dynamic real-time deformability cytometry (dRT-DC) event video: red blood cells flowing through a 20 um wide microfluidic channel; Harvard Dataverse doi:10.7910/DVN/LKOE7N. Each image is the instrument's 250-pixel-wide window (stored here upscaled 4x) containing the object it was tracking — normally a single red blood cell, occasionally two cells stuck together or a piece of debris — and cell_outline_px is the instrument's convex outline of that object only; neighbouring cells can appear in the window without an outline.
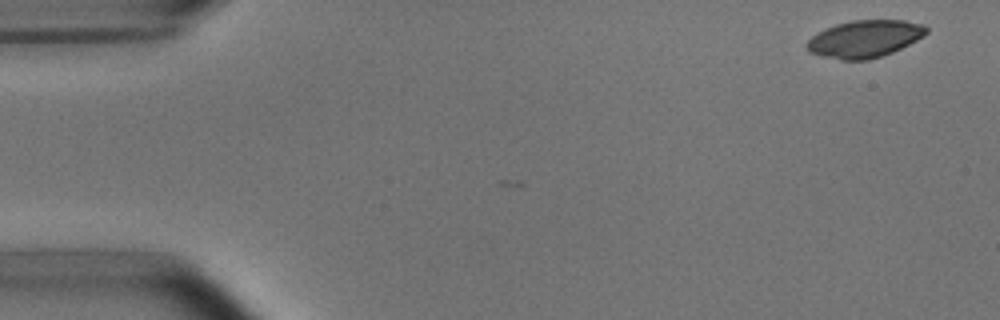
{"species": "common noctule bat (a hibernating species)", "species_latin": "Nyctalus noctula", "temperature_condition": "room temperature", "stored_images_in_passage": 9, "camera_frame_rate_fps": 3000, "um_per_image_px": 0.085, "animal": {"sex": "male", "body_mass_g": 15.6}, "frame": {"image": 1, "passage_image": 9, "time_ms": 2.667, "image_size_px": [1000, 320], "cell_outline_px": [[928, 32], [924, 36], [892, 52], [868, 60], [840, 60], [808, 52], [808, 40], [812, 36], [824, 28], [836, 24], [852, 20], [904, 20], [924, 24], [928, 28]], "centroid_in_image_um": [73.51, 3.29], "position_along_channel_um": 11.5, "area_um2": 25.84}}